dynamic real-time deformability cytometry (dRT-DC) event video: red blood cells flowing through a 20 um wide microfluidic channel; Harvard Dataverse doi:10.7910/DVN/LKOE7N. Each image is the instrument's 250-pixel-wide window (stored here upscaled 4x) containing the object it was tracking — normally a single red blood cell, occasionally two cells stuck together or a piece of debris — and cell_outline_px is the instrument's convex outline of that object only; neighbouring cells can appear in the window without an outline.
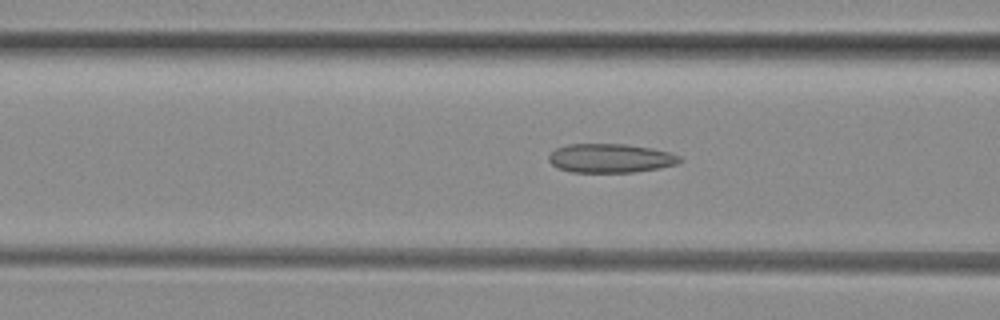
{"species": "common noctule bat (a hibernating species)", "species_latin": "Nyctalus noctula", "temperature_condition": "room temperature", "stored_images_in_passage": 37, "camera_frame_rate_fps": 3000, "um_per_image_px": 0.085, "animal": {"sex": "female", "body_mass_g": 29.2, "forearm_length_mm": 56.3}, "frame": {"image": 1, "passage_image": 6, "time_ms": 1.667, "image_size_px": [1000, 320], "cell_outline_px": [[684, 160], [676, 164], [660, 168], [632, 172], [572, 172], [560, 168], [552, 164], [548, 160], [548, 156], [556, 148], [568, 144], [624, 144], [652, 148], [668, 152], [680, 156]], "centroid_in_image_um": [51.9, 13.44], "position_along_channel_um": 114.7, "area_um2": 22.02}}
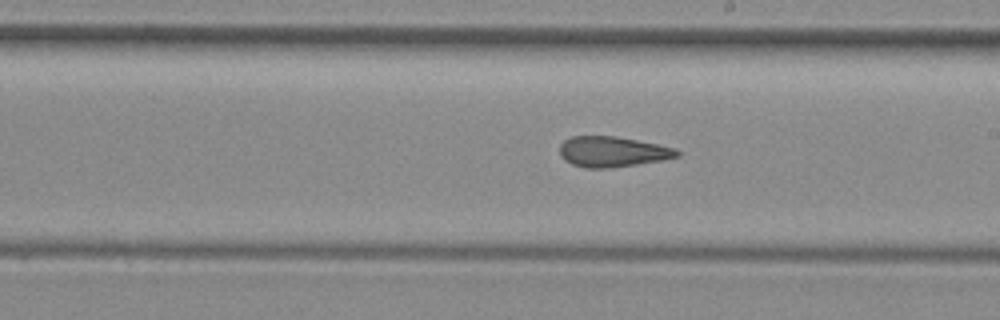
{"frame": {"image": 2, "passage_image": 15, "time_ms": 4.667, "image_size_px": [1000, 320], "cell_outline_px": [[680, 156], [664, 160], [608, 168], [584, 168], [572, 164], [564, 160], [560, 156], [560, 144], [564, 140], [572, 136], [616, 136], [676, 148], [680, 152]], "centroid_in_image_um": [52.05, 12.9], "position_along_channel_um": 237.0, "area_um2": 20.87}}
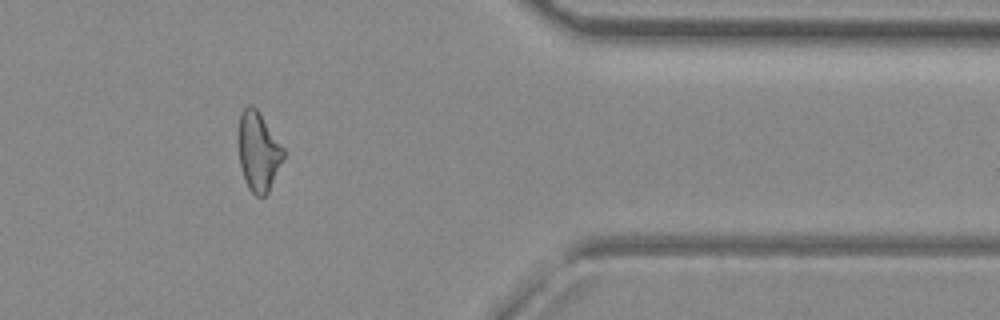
{"frame": {"image": 3, "passage_image": 28, "time_ms": 9.0, "image_size_px": [1000, 320], "cell_outline_px": [[284, 156], [268, 192], [264, 196], [256, 196], [248, 188], [244, 180], [240, 164], [240, 112], [248, 104], [252, 104], [256, 108], [284, 148]], "centroid_in_image_um": [21.97, 12.88], "position_along_channel_um": 389.4, "area_um2": 20.23}, "authors_computed_cell_mechanics": {"area_um2": 21.3282, "velocity_mm_per_s": 4.0737, "shape_relaxation_time_tau1_ms": null, "shape_relaxation_time_tau2_ms": 3.3758, "deformation_change_tau1": null, "deformation_change_tau2": 0.1368}}